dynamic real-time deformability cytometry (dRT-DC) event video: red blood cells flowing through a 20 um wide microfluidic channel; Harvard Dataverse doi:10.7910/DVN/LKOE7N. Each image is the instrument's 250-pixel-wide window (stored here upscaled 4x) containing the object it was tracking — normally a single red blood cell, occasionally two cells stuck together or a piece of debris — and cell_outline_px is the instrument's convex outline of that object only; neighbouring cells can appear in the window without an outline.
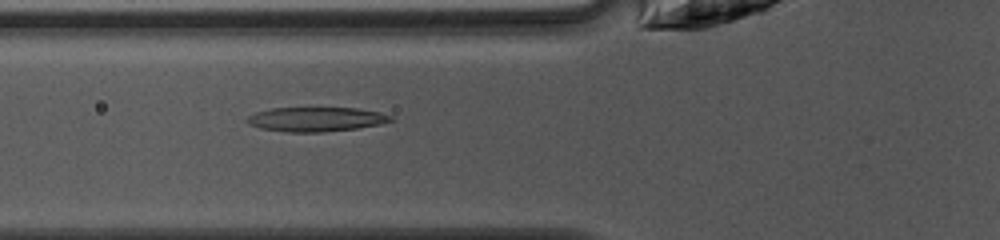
{"species": "common noctule bat (a hibernating species)", "species_latin": "Nyctalus noctula", "temperature_condition": "warm", "stored_images_in_passage": 48, "camera_frame_rate_fps": 3000, "um_per_image_px": 0.085, "animal": {"sex": "female", "body_mass_g": 10.0, "forearm_length_mm": 53.1}, "frame": {"image": 1, "passage_image": 18, "time_ms": 5.667, "image_size_px": [1000, 240], "cell_outline_px": [[392, 120], [380, 124], [356, 128], [324, 132], [288, 132], [260, 128], [248, 124], [244, 120], [248, 116], [256, 112], [272, 108], [356, 108], [380, 112], [392, 116]], "centroid_in_image_um": [26.83, 10.14], "position_along_channel_um": 99.0, "area_um2": 20.35}}
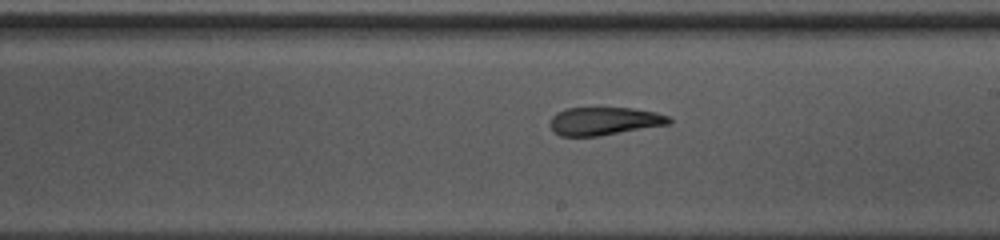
{"frame": {"image": 2, "passage_image": 28, "time_ms": 9.0, "image_size_px": [1000, 240], "cell_outline_px": [[672, 124], [600, 136], [560, 136], [552, 132], [548, 124], [552, 116], [556, 112], [568, 108], [632, 108], [656, 112], [668, 116], [672, 120]], "centroid_in_image_um": [51.35, 10.3], "position_along_channel_um": 237.7, "area_um2": 19.77}}
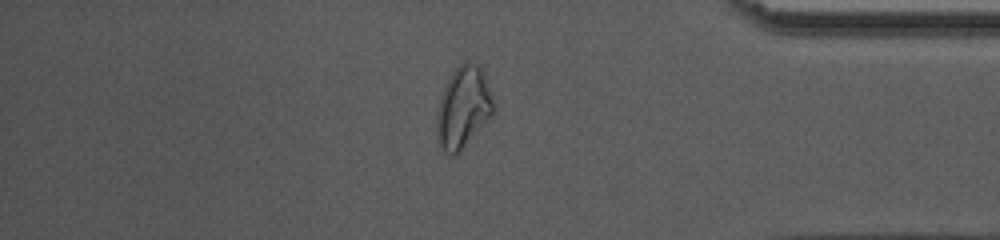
{"frame": {"image": 3, "passage_image": 41, "time_ms": 13.333, "image_size_px": [1000, 240], "cell_outline_px": [[492, 112], [460, 152], [456, 156], [452, 156], [444, 152], [440, 144], [436, 132], [436, 116], [440, 100], [444, 88], [452, 72], [464, 60], [468, 60], [476, 64], [484, 72], [492, 100]], "centroid_in_image_um": [39.33, 9.13], "position_along_channel_um": 395.9, "area_um2": 26.24}, "authors_computed_cell_mechanics": {"area_um2": 22.3686, "velocity_mm_per_s": 4.1419, "shape_relaxation_time_tau1_ms": null, "shape_relaxation_time_tau2_ms": 3.3009, "deformation_change_tau1": null, "deformation_change_tau2": 0.1208}}